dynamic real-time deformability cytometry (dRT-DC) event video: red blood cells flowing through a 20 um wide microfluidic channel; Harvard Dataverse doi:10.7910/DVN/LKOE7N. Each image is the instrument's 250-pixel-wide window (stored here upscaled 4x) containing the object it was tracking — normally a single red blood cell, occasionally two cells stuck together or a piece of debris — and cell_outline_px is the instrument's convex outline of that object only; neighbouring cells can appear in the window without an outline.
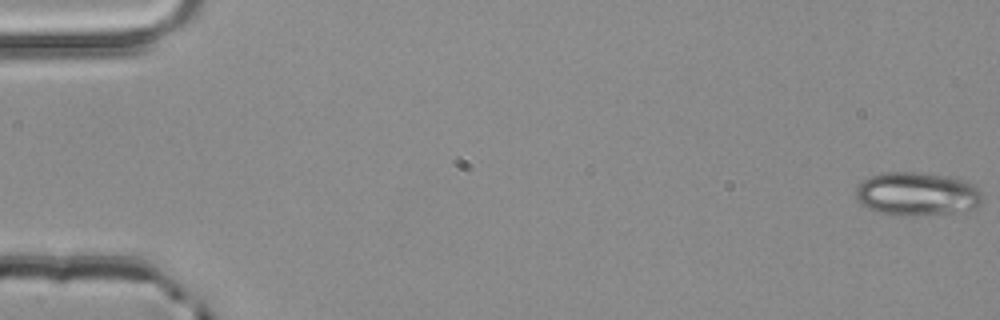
{"species": "common noctule bat (a hibernating species)", "species_latin": "Nyctalus noctula", "temperature_condition": "room temperature", "stored_images_in_passage": 5, "camera_frame_rate_fps": 3000, "um_per_image_px": 0.085, "animal": {"sex": "male", "body_mass_g": 20.4}, "frame": {"image": 1, "passage_image": 1, "time_ms": 0.0, "image_size_px": [1000, 320], "cell_outline_px": [[984, 200], [976, 208], [952, 212], [912, 216], [888, 216], [876, 212], [860, 204], [856, 200], [856, 188], [864, 180], [872, 176], [884, 172], [916, 172], [944, 176], [964, 180], [976, 184], [980, 188], [984, 196]], "centroid_in_image_um": [77.96, 16.5], "position_along_channel_um": 7.0, "area_um2": 32.54}}
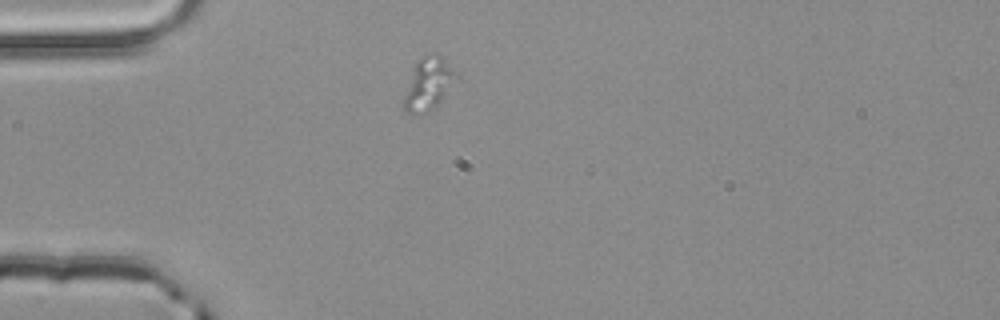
{"frame": {"image": 2, "passage_image": 5, "time_ms": 1.333, "image_size_px": [1000, 320], "cell_outline_px": [[460, 76], [440, 100], [436, 104], [420, 116], [408, 112], [400, 104], [412, 68], [416, 60], [424, 56], [436, 52], [440, 52]], "centroid_in_image_um": [36.38, 7.08], "position_along_channel_um": 48.6, "area_um2": 16.42}}